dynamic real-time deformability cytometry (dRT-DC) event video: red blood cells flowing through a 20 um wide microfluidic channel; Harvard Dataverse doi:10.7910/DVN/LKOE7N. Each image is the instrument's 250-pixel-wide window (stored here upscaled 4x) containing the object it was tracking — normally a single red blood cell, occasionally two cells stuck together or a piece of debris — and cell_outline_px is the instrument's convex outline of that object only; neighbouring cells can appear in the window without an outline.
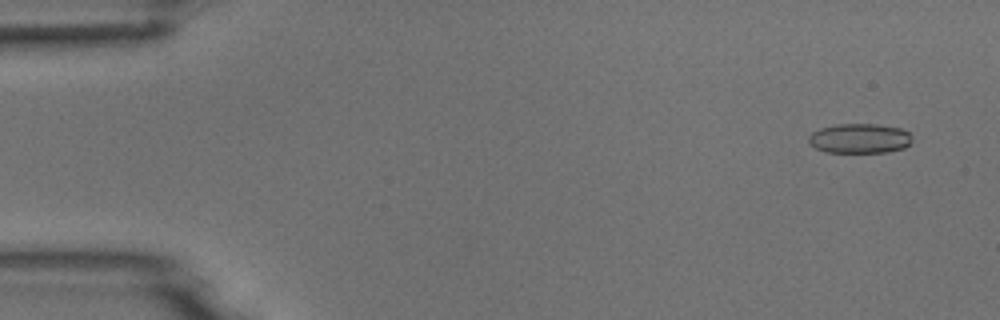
{"species": "common noctule bat (a hibernating species)", "species_latin": "Nyctalus noctula", "temperature_condition": "room temperature", "stored_images_in_passage": 51, "camera_frame_rate_fps": 3000, "um_per_image_px": 0.085, "animal": {"sex": "male", "body_mass_g": 18.8}, "frame": {"image": 1, "passage_image": 3, "time_ms": 0.667, "image_size_px": [1000, 320], "cell_outline_px": [[912, 140], [904, 148], [888, 152], [824, 152], [816, 148], [808, 140], [808, 136], [812, 132], [820, 128], [836, 124], [876, 124], [900, 128], [908, 132], [912, 136]], "centroid_in_image_um": [73.07, 11.76], "position_along_channel_um": 11.9, "area_um2": 17.92}}
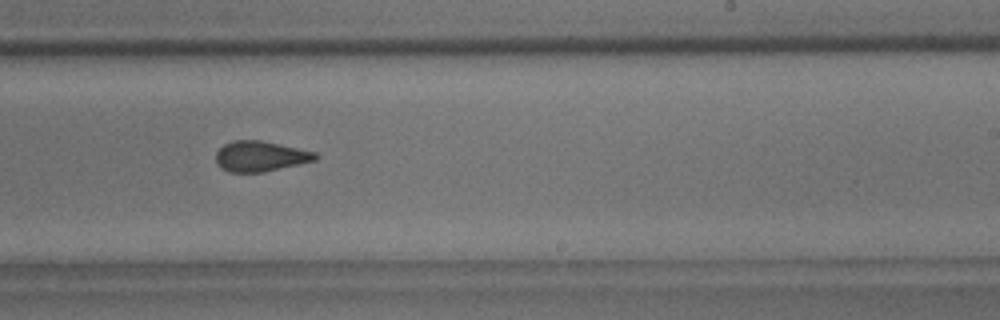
{"frame": {"image": 2, "passage_image": 31, "time_ms": 10.0, "image_size_px": [1000, 320], "cell_outline_px": [[320, 156], [316, 160], [264, 172], [228, 172], [220, 168], [216, 164], [216, 152], [224, 144], [232, 140], [260, 140], [316, 152]], "centroid_in_image_um": [22.11, 13.29], "position_along_channel_um": 266.9, "area_um2": 17.69}}
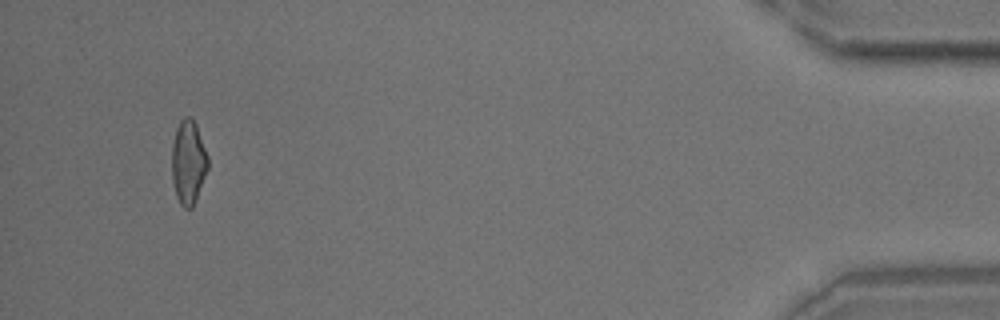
{"frame": {"image": 3, "passage_image": 48, "time_ms": 15.667, "image_size_px": [1000, 320], "cell_outline_px": [[208, 168], [192, 208], [184, 208], [180, 204], [176, 196], [172, 180], [172, 144], [176, 128], [180, 120], [184, 116], [188, 116], [196, 124], [208, 156]], "centroid_in_image_um": [15.99, 13.78], "position_along_channel_um": 419.2, "area_um2": 17.57}}